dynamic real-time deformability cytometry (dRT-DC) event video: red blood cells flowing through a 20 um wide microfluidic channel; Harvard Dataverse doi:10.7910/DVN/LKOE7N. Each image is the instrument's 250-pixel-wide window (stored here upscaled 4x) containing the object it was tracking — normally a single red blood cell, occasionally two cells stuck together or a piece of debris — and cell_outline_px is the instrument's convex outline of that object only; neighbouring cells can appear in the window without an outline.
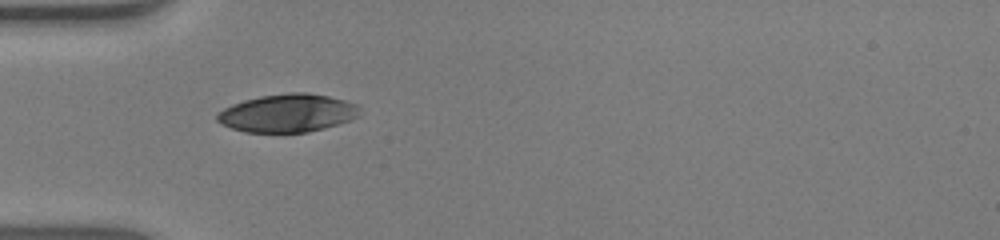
{"species": "human", "species_latin": "Homo sapiens", "temperature_condition": "warm", "stored_images_in_passage": 23, "camera_frame_rate_fps": 3000, "um_per_image_px": 0.085, "donor": {"sex": "male"}, "frame": {"image": 1, "passage_image": 1, "time_ms": 0.0, "image_size_px": [1000, 240], "cell_outline_px": [[360, 116], [352, 120], [324, 128], [308, 132], [244, 132], [220, 124], [216, 120], [216, 116], [224, 108], [232, 104], [244, 100], [260, 96], [288, 92], [308, 92], [328, 96], [344, 100], [356, 104], [360, 108]], "centroid_in_image_um": [24.46, 9.61], "position_along_channel_um": 60.5, "area_um2": 31.79}}